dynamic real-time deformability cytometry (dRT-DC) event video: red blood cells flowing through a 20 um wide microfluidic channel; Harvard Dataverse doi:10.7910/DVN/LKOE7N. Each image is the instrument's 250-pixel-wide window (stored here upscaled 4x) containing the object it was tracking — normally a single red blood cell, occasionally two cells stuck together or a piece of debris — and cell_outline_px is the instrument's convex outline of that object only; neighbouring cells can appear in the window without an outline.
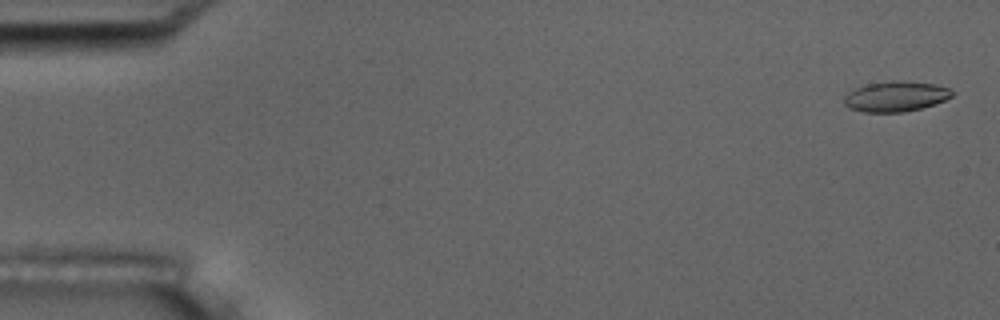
{"species": "common noctule bat (a hibernating species)", "species_latin": "Nyctalus noctula", "temperature_condition": "room temperature", "stored_images_in_passage": 55, "camera_frame_rate_fps": 3000, "um_per_image_px": 0.085, "animal": {"sex": "male", "body_mass_g": 17.5, "forearm_length_mm": 52.3}, "frame": {"image": 1, "passage_image": 2, "time_ms": 0.333, "image_size_px": [1000, 320], "cell_outline_px": [[952, 96], [944, 100], [920, 108], [904, 112], [864, 112], [848, 108], [844, 104], [844, 96], [848, 92], [856, 88], [868, 84], [892, 80], [896, 80], [936, 84], [948, 88], [952, 92]], "centroid_in_image_um": [76.09, 8.19], "position_along_channel_um": 8.9, "area_um2": 18.9}}
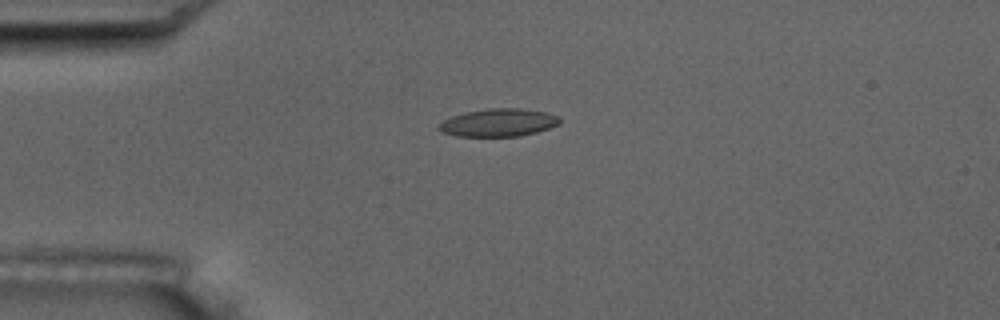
{"frame": {"image": 2, "passage_image": 14, "time_ms": 4.333, "image_size_px": [1000, 320], "cell_outline_px": [[560, 124], [536, 132], [520, 136], [456, 136], [444, 132], [436, 128], [444, 120], [452, 116], [464, 112], [488, 108], [520, 108], [544, 112], [560, 116]], "centroid_in_image_um": [42.38, 10.41], "position_along_channel_um": 42.6, "area_um2": 19.54}}
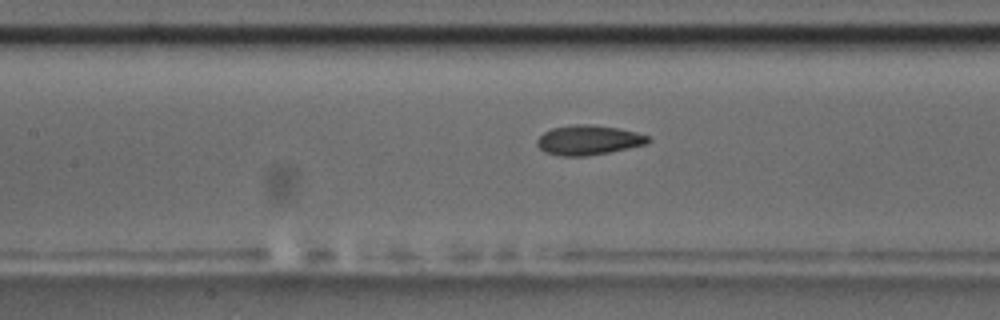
{"frame": {"image": 3, "passage_image": 25, "time_ms": 8.0, "image_size_px": [1000, 320], "cell_outline_px": [[652, 140], [648, 144], [608, 152], [584, 156], [560, 156], [544, 152], [536, 144], [536, 140], [544, 132], [552, 128], [576, 124], [592, 124], [620, 128], [636, 132], [648, 136]], "centroid_in_image_um": [50.03, 11.9], "position_along_channel_um": 157.4, "area_um2": 19.31}, "authors_computed_cell_mechanics": {"area_um2": 19.074, "velocity_mm_per_s": 3.733, "shape_relaxation_time_tau1_ms": 4.3608, "shape_relaxation_time_tau2_ms": 1.9557, "deformation_change_tau1": 0.1507, "deformation_change_tau2": 0.0859}}